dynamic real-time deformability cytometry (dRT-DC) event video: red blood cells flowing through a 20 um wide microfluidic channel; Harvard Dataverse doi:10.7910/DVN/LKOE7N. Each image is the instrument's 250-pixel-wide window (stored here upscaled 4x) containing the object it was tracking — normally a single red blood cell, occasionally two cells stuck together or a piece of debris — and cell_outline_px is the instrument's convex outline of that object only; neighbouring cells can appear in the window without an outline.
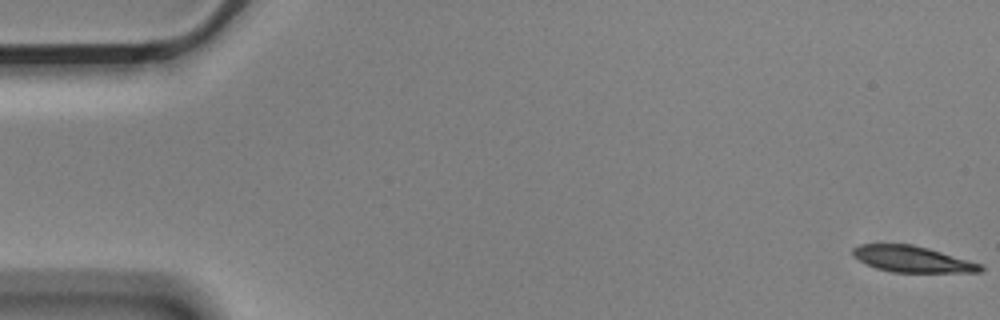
{"species": "Egyptian fruit bat (a non-hibernating species)", "species_latin": "Rousettus aegyptiacus", "temperature_condition": "cold", "stored_images_in_passage": 4, "camera_frame_rate_fps": 3000, "um_per_image_px": 0.085, "animal": {"sex": "male"}, "frame": {"image": 1, "passage_image": 1, "time_ms": 0.0, "image_size_px": [1000, 320], "cell_outline_px": [[984, 268], [980, 272], [892, 272], [876, 268], [852, 256], [852, 248], [860, 244], [912, 244], [928, 248], [984, 264]], "centroid_in_image_um": [77.57, 22.02], "position_along_channel_um": 7.4, "area_um2": 19.48}}